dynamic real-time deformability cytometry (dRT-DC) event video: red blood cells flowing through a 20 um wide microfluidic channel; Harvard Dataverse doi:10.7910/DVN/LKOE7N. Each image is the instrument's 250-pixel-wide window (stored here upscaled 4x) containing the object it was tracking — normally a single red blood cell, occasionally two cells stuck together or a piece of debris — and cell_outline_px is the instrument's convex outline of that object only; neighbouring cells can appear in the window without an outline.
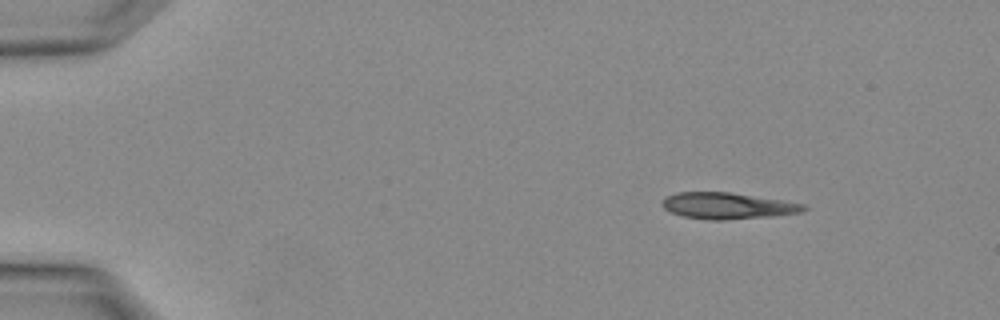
{"species": "Egyptian fruit bat (a non-hibernating species)", "species_latin": "Rousettus aegyptiacus", "temperature_condition": "warm", "stored_images_in_passage": 3, "camera_frame_rate_fps": 3000, "um_per_image_px": 0.085, "animal": {"sex": "female"}, "frame": {"image": 1, "passage_image": 1, "time_ms": 0.0, "image_size_px": [1000, 320], "cell_outline_px": [[808, 208], [804, 212], [772, 216], [724, 220], [708, 220], [684, 216], [672, 212], [664, 208], [660, 204], [660, 200], [664, 196], [676, 192], [728, 192], [808, 204]], "centroid_in_image_um": [61.84, 17.49], "position_along_channel_um": 23.2, "area_um2": 21.91}}